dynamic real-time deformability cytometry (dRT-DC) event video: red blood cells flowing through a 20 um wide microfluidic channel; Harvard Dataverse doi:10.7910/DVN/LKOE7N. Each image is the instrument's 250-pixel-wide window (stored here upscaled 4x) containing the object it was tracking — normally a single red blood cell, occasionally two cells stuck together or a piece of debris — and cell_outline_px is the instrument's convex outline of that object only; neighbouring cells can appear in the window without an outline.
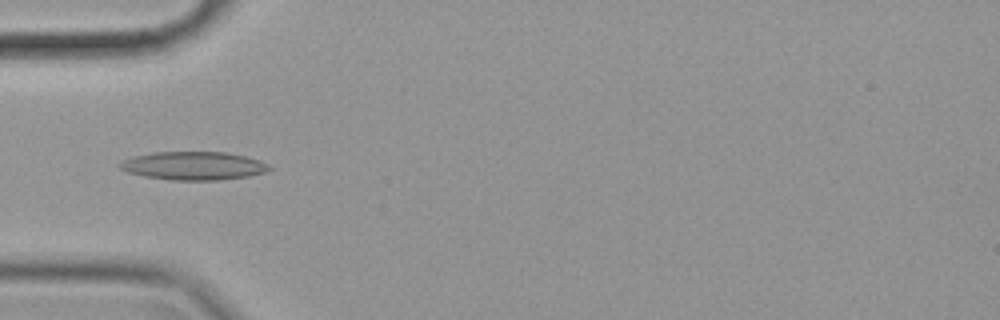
{"species": "common noctule bat (a hibernating species)", "species_latin": "Nyctalus noctula", "temperature_condition": "cold", "stored_images_in_passage": 40, "camera_frame_rate_fps": 3000, "um_per_image_px": 0.085, "animal": {"sex": "female", "body_mass_g": 19.9}, "frame": {"image": 1, "passage_image": 1, "time_ms": 0.0, "image_size_px": [1000, 320], "cell_outline_px": [[272, 168], [264, 172], [248, 176], [220, 180], [172, 180], [144, 176], [128, 172], [120, 168], [116, 164], [132, 156], [152, 152], [224, 152], [244, 156], [260, 160], [268, 164]], "centroid_in_image_um": [16.43, 14.09], "position_along_channel_um": 68.6, "area_um2": 24.62}}
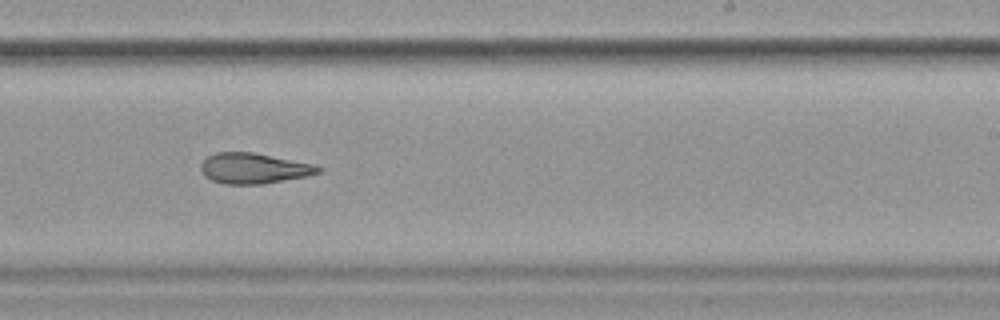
{"frame": {"image": 2, "passage_image": 18, "time_ms": 5.667, "image_size_px": [1000, 320], "cell_outline_px": [[324, 168], [320, 172], [308, 176], [264, 184], [224, 184], [212, 180], [204, 176], [200, 172], [200, 164], [208, 156], [216, 152], [252, 152], [316, 164]], "centroid_in_image_um": [21.59, 14.31], "position_along_channel_um": 267.4, "area_um2": 21.15}}
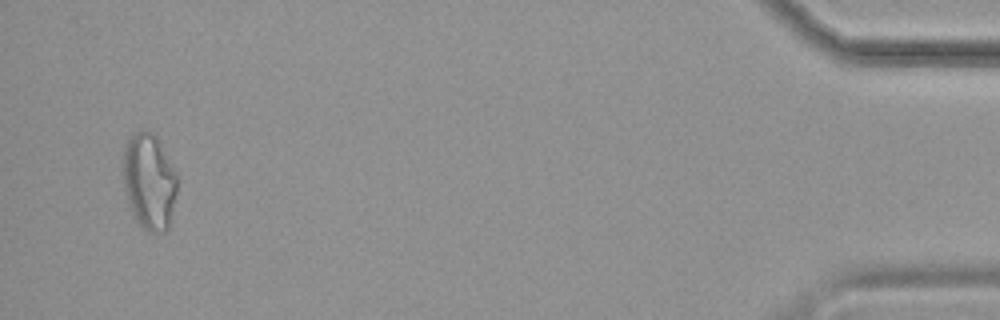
{"frame": {"image": 3, "passage_image": 38, "time_ms": 12.333, "image_size_px": [1000, 320], "cell_outline_px": [[176, 192], [172, 220], [168, 228], [164, 232], [148, 232], [132, 216], [128, 204], [124, 188], [120, 168], [124, 144], [136, 132], [152, 132], [156, 136], [176, 176]], "centroid_in_image_um": [12.62, 15.47], "position_along_channel_um": 422.6, "area_um2": 30.52}, "authors_computed_cell_mechanics": {"area_um2": 21.9929, "velocity_mm_per_s": 3.5198, "shape_relaxation_time_tau1_ms": null, "shape_relaxation_time_tau2_ms": 7.506, "deformation_change_tau1": null, "deformation_change_tau2": 0.1767}}